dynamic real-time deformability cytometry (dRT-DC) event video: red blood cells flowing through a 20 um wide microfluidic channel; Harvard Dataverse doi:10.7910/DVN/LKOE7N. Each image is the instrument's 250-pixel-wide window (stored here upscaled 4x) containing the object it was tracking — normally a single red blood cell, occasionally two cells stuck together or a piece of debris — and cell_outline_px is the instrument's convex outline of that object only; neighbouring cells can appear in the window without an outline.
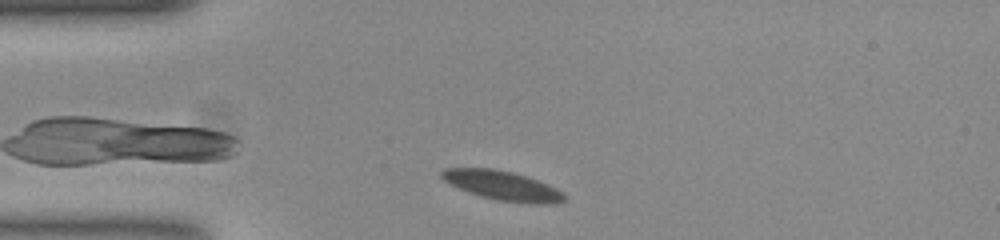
{"species": "common noctule bat (a hibernating species)", "species_latin": "Nyctalus noctula", "temperature_condition": "room temperature", "stored_images_in_passage": 35, "camera_frame_rate_fps": 3000, "um_per_image_px": 0.085, "animal": {"sex": "female", "body_mass_g": 23.0, "forearm_length_mm": 53.4}, "frame": {"image": 1, "passage_image": 1, "time_ms": 0.0, "image_size_px": [1000, 240], "cell_outline_px": [[568, 196], [564, 200], [556, 204], [536, 204], [500, 200], [468, 192], [444, 180], [440, 176], [440, 172], [444, 168], [492, 168], [512, 172], [536, 180], [556, 188], [564, 192]], "centroid_in_image_um": [42.74, 15.77], "position_along_channel_um": 42.3, "area_um2": 20.69}}
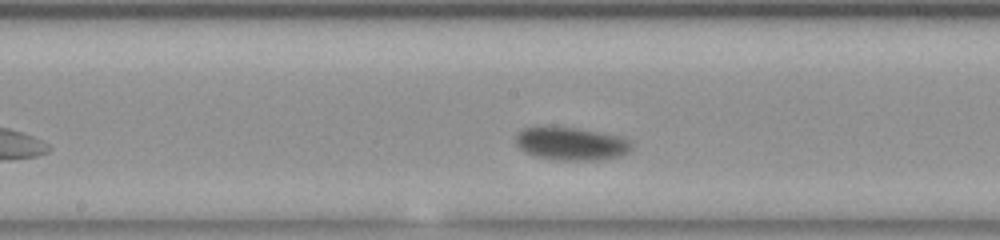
{"frame": {"image": 2, "passage_image": 16, "time_ms": 5.0, "image_size_px": [1000, 240], "cell_outline_px": [[632, 148], [628, 152], [620, 156], [604, 160], [560, 160], [532, 156], [524, 152], [516, 144], [516, 132], [520, 128], [576, 128], [616, 136], [628, 140], [632, 144]], "centroid_in_image_um": [48.52, 12.24], "position_along_channel_um": 199.7, "area_um2": 22.02}}
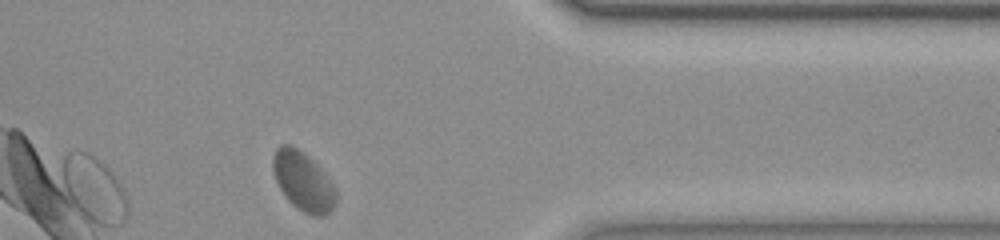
{"frame": {"image": 3, "passage_image": 33, "time_ms": 10.667, "image_size_px": [1000, 240], "cell_outline_px": [[336, 204], [324, 216], [312, 216], [304, 212], [292, 204], [288, 200], [280, 188], [276, 180], [272, 168], [272, 156], [276, 148], [280, 144], [292, 144], [308, 156], [320, 168], [336, 188]], "centroid_in_image_um": [25.75, 15.39], "position_along_channel_um": 385.6, "area_um2": 21.68}}